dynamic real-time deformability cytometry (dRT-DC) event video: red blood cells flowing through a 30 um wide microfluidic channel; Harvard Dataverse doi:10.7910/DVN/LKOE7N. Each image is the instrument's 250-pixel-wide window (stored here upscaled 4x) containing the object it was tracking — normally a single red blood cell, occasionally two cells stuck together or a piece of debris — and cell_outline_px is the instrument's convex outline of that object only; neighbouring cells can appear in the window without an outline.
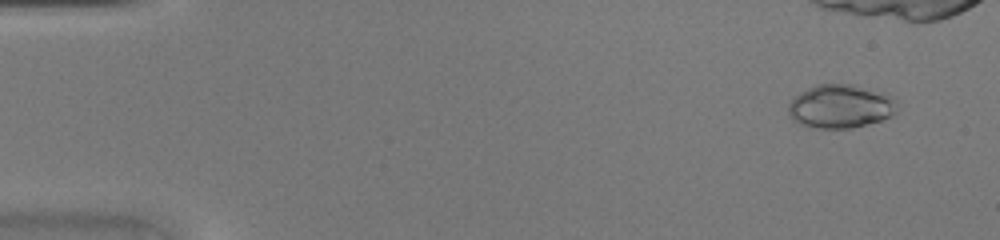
{"species": "common noctule bat (a hibernating species)", "species_latin": "Nyctalus noctula", "temperature_condition": "warm", "stored_images_in_passage": 35, "camera_frame_rate_fps": 3000, "um_per_image_px": 0.085, "animal": {"sex": "female", "body_mass_g": 20.0, "forearm_length_mm": 54.0}, "frame": {"image": 1, "passage_image": 1, "time_ms": 0.0, "image_size_px": [1000, 240], "cell_outline_px": [[896, 112], [892, 116], [880, 120], [852, 128], [816, 128], [800, 124], [788, 112], [788, 104], [800, 92], [816, 84], [852, 84], [884, 92], [896, 96]], "centroid_in_image_um": [71.49, 9.02], "position_along_channel_um": 13.5, "area_um2": 27.69}}
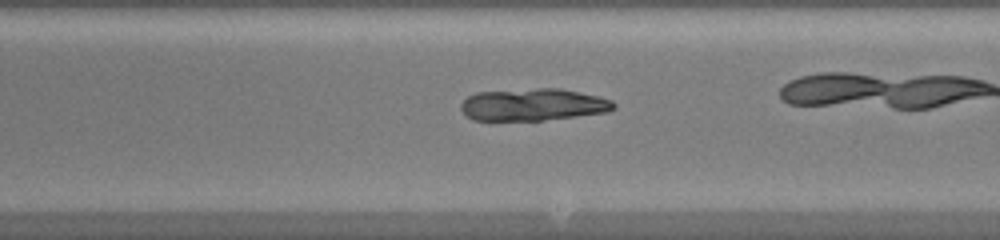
{"frame": {"image": 2, "passage_image": 25, "time_ms": 8.0, "image_size_px": [1000, 240], "cell_outline_px": [[616, 108], [608, 112], [544, 120], [472, 120], [460, 108], [460, 104], [468, 96], [476, 92], [540, 88], [560, 88], [596, 96], [612, 100], [616, 104]], "centroid_in_image_um": [45.32, 8.89], "position_along_channel_um": 243.7, "area_um2": 28.55}}